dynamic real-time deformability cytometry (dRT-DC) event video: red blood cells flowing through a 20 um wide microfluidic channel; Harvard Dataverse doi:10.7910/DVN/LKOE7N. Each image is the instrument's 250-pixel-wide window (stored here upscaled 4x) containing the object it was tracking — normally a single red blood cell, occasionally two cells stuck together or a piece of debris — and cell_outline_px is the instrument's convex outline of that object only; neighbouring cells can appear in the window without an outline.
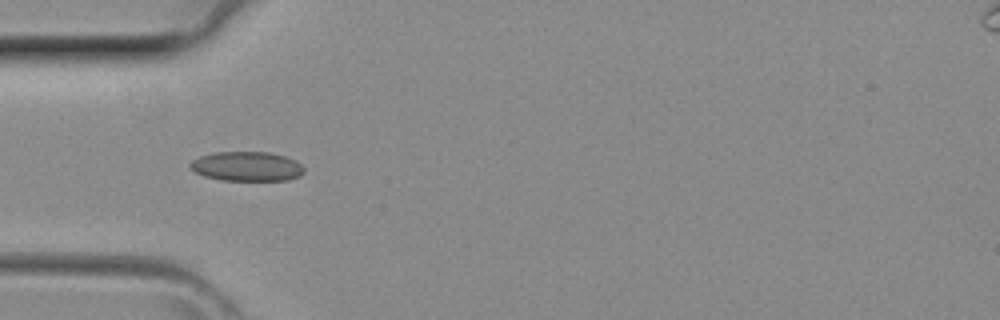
{"species": "common noctule bat (a hibernating species)", "species_latin": "Nyctalus noctula", "temperature_condition": "room temperature", "stored_images_in_passage": 3, "camera_frame_rate_fps": 3000, "um_per_image_px": 0.085, "animal": {"sex": "female", "body_mass_g": 29.2, "forearm_length_mm": 56.3}, "frame": {"image": 1, "passage_image": 3, "time_ms": 0.667, "image_size_px": [1000, 320], "cell_outline_px": [[304, 172], [300, 176], [288, 180], [224, 180], [204, 176], [196, 172], [188, 164], [192, 160], [200, 156], [212, 152], [268, 152], [284, 156], [296, 160], [304, 168]], "centroid_in_image_um": [20.99, 14.13], "position_along_channel_um": 64.0, "area_um2": 19.54}}